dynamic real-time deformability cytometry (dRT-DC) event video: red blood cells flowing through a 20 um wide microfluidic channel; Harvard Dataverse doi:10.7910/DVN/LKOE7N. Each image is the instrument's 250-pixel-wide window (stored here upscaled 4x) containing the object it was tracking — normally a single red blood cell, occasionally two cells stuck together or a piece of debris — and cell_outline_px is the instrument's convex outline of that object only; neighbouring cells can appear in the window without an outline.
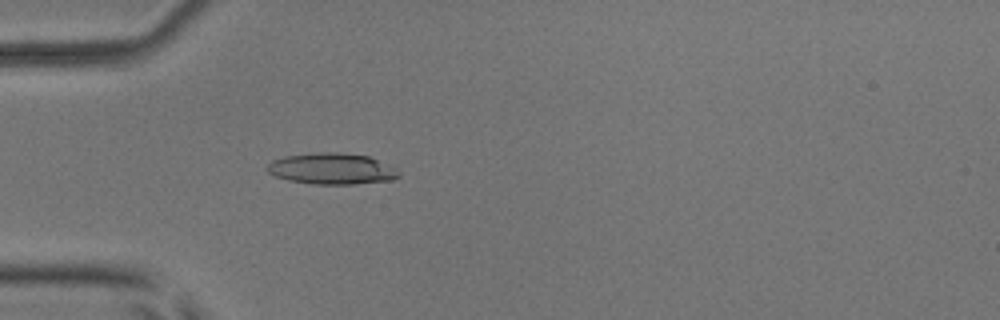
{"species": "common noctule bat (a hibernating species)", "species_latin": "Nyctalus noctula", "temperature_condition": "room temperature", "stored_images_in_passage": 34, "camera_frame_rate_fps": 3000, "um_per_image_px": 0.085, "animal": {"sex": "male", "body_mass_g": 17.9, "forearm_length_mm": 54.2}, "frame": {"image": 1, "passage_image": 10, "time_ms": 3.0, "image_size_px": [1000, 320], "cell_outline_px": [[400, 176], [392, 180], [356, 184], [312, 184], [288, 180], [276, 176], [268, 172], [264, 168], [272, 160], [284, 156], [316, 152], [336, 152], [368, 156], [392, 164], [400, 172]], "centroid_in_image_um": [28.23, 14.34], "position_along_channel_um": 56.8, "area_um2": 24.28}}
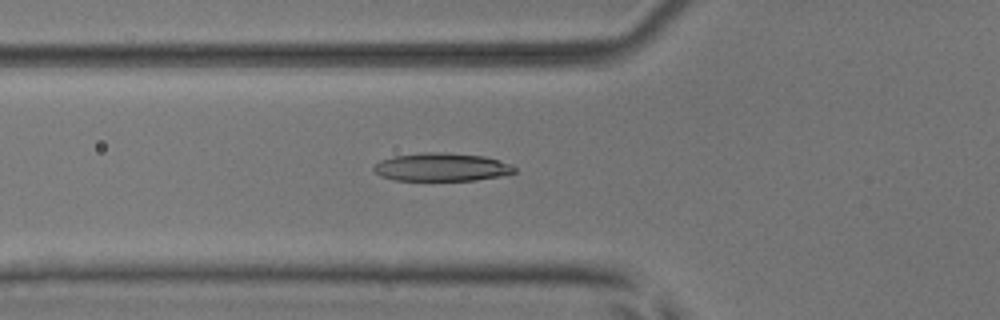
{"frame": {"image": 2, "passage_image": 13, "time_ms": 4.0, "image_size_px": [1000, 320], "cell_outline_px": [[516, 172], [500, 176], [476, 180], [396, 180], [380, 176], [372, 168], [380, 160], [392, 156], [424, 152], [444, 152], [484, 156], [512, 164], [516, 168]], "centroid_in_image_um": [37.54, 14.2], "position_along_channel_um": 88.3, "area_um2": 23.12}}
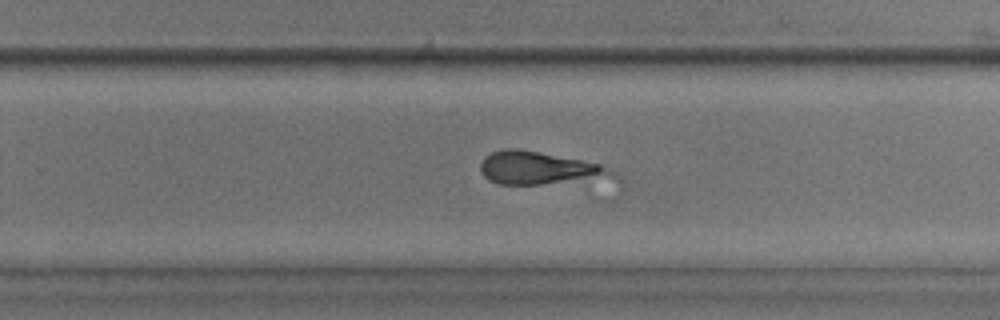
{"frame": {"image": 3, "passage_image": 28, "time_ms": 9.0, "image_size_px": [1000, 320], "cell_outline_px": [[624, 192], [500, 184], [488, 180], [480, 172], [480, 164], [484, 156], [492, 152], [504, 148], [520, 148], [600, 164], [616, 172], [624, 180]], "centroid_in_image_um": [46.56, 14.55], "position_along_channel_um": 283.2, "area_um2": 30.98}}